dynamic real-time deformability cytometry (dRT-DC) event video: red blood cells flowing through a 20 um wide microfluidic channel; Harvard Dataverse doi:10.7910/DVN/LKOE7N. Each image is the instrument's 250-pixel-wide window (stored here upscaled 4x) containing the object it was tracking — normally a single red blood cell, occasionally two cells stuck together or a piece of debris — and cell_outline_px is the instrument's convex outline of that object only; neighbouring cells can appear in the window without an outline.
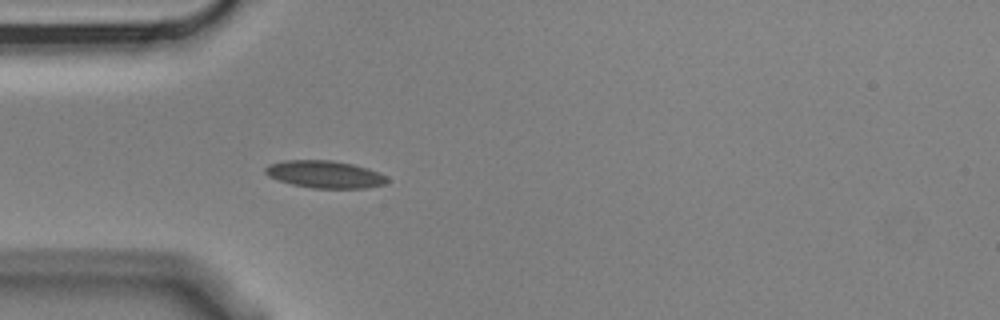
{"species": "Egyptian fruit bat (a non-hibernating species)", "species_latin": "Rousettus aegyptiacus", "temperature_condition": "cold", "stored_images_in_passage": 5, "camera_frame_rate_fps": 3000, "um_per_image_px": 0.085, "animal": {"sex": "male"}, "frame": {"image": 1, "passage_image": 5, "time_ms": 1.333, "image_size_px": [1000, 320], "cell_outline_px": [[388, 180], [384, 184], [368, 188], [312, 188], [292, 184], [268, 176], [264, 172], [264, 168], [268, 164], [284, 160], [332, 160], [352, 164], [368, 168], [384, 176]], "centroid_in_image_um": [27.57, 14.81], "position_along_channel_um": 57.4, "area_um2": 19.31}}